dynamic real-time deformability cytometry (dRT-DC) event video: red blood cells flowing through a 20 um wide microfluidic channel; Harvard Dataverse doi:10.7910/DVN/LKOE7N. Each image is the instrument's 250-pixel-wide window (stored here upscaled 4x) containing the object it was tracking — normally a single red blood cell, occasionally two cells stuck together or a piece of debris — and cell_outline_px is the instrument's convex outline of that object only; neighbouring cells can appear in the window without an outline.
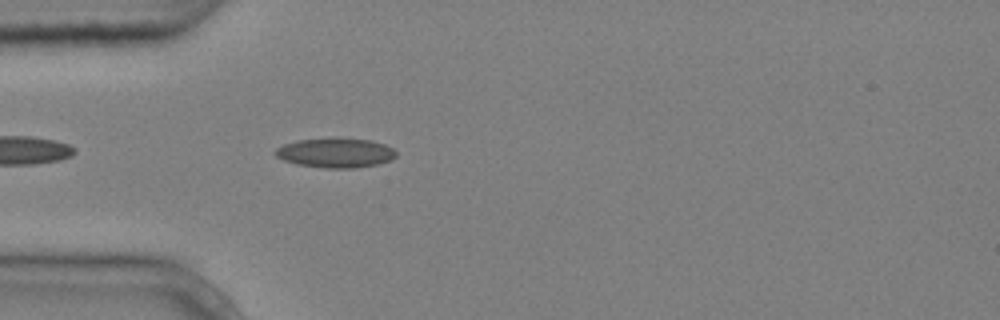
{"species": "common noctule bat (a hibernating species)", "species_latin": "Nyctalus noctula", "temperature_condition": "cold", "stored_images_in_passage": 5, "camera_frame_rate_fps": 3000, "um_per_image_px": 0.085, "animal": {"sex": "male", "body_mass_g": 20.4}, "frame": {"image": 1, "passage_image": 5, "time_ms": 1.333, "image_size_px": [1000, 320], "cell_outline_px": [[396, 156], [392, 160], [376, 164], [356, 168], [324, 168], [296, 164], [284, 160], [276, 156], [272, 152], [276, 148], [284, 144], [296, 140], [340, 136], [372, 140], [384, 144], [392, 148], [396, 152]], "centroid_in_image_um": [28.51, 12.96], "position_along_channel_um": 56.5, "area_um2": 21.39}}